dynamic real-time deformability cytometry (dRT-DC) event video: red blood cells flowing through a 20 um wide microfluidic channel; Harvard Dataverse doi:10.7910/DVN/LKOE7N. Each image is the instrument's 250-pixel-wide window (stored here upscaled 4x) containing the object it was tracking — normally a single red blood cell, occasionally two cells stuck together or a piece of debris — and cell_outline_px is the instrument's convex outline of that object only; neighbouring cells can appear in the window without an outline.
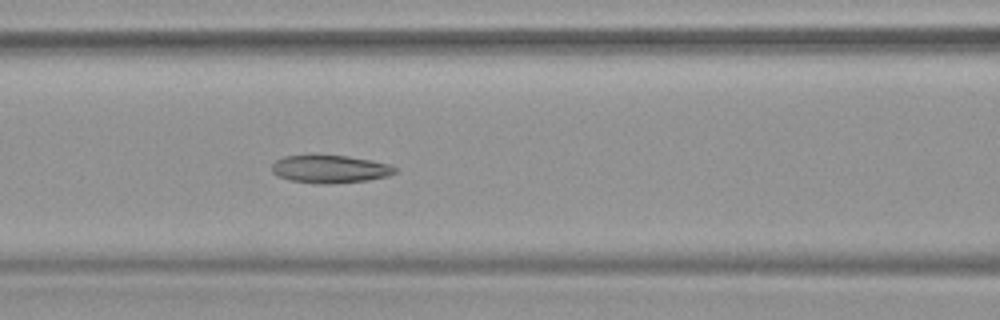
{"species": "common noctule bat (a hibernating species)", "species_latin": "Nyctalus noctula", "temperature_condition": "warm", "stored_images_in_passage": 39, "camera_frame_rate_fps": 3000, "um_per_image_px": 0.085, "animal": {"sex": "female", "body_mass_g": 19.9}, "frame": {"image": 1, "passage_image": 11, "time_ms": 3.333, "image_size_px": [1000, 320], "cell_outline_px": [[396, 172], [388, 176], [368, 180], [332, 184], [324, 184], [292, 180], [276, 176], [272, 172], [272, 164], [276, 160], [284, 156], [348, 156], [372, 160], [388, 164], [396, 168]], "centroid_in_image_um": [28.06, 14.38], "position_along_channel_um": 138.5, "area_um2": 19.77}}
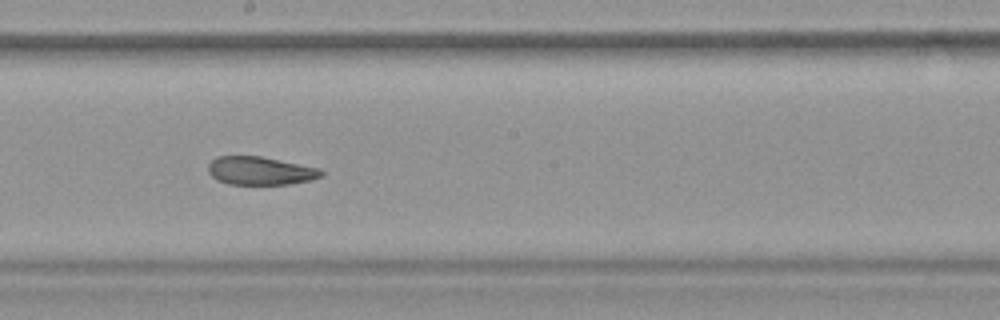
{"frame": {"image": 2, "passage_image": 18, "time_ms": 5.667, "image_size_px": [1000, 320], "cell_outline_px": [[324, 172], [320, 176], [312, 180], [288, 184], [228, 184], [216, 180], [208, 172], [208, 164], [216, 156], [260, 156], [320, 168]], "centroid_in_image_um": [22.1, 14.51], "position_along_channel_um": 226.1, "area_um2": 18.61}}
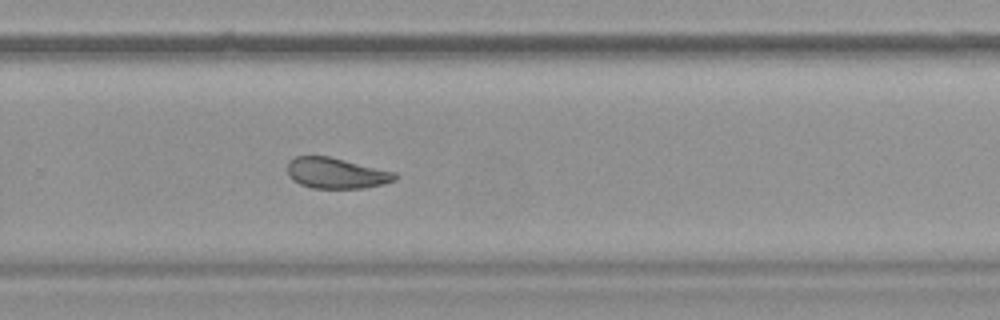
{"frame": {"image": 3, "passage_image": 24, "time_ms": 7.667, "image_size_px": [1000, 320], "cell_outline_px": [[400, 176], [396, 180], [384, 184], [364, 188], [312, 188], [300, 184], [292, 180], [288, 176], [288, 160], [296, 156], [328, 156], [396, 172]], "centroid_in_image_um": [28.59, 14.72], "position_along_channel_um": 301.2, "area_um2": 19.42}, "authors_computed_cell_mechanics": {"area_um2": 19.8254, "velocity_mm_per_s": 3.7677, "shape_relaxation_time_tau1_ms": null, "shape_relaxation_time_tau2_ms": 5.4613, "deformation_change_tau1": null, "deformation_change_tau2": 0.1261}}